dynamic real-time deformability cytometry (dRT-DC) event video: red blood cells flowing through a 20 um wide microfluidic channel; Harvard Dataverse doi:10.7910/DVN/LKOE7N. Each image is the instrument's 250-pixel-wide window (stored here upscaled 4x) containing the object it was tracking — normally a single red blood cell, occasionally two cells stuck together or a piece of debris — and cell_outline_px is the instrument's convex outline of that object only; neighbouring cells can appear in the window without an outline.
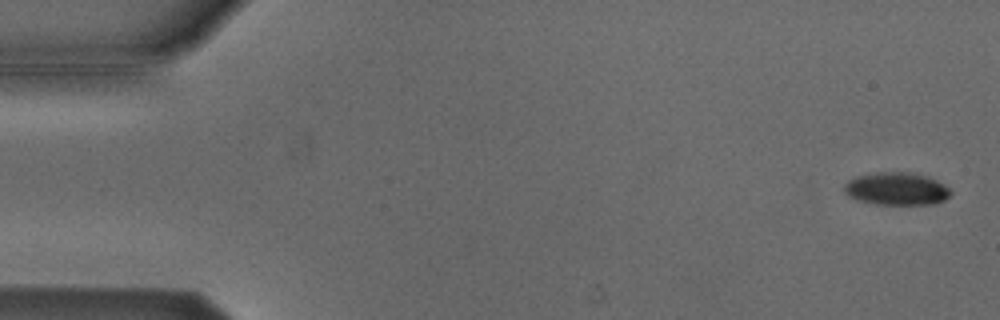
{"species": "Egyptian fruit bat (a non-hibernating species)", "species_latin": "Rousettus aegyptiacus", "temperature_condition": "cold", "stored_images_in_passage": 5, "camera_frame_rate_fps": 3000, "um_per_image_px": 0.085, "animal": {"sex": "male"}, "frame": {"image": 1, "passage_image": 1, "time_ms": 0.0, "image_size_px": [1000, 320], "cell_outline_px": [[952, 192], [944, 200], [936, 204], [876, 204], [856, 200], [848, 196], [844, 192], [844, 184], [848, 180], [856, 176], [876, 172], [912, 172], [928, 176], [944, 184]], "centroid_in_image_um": [76.19, 16.04], "position_along_channel_um": 8.8, "area_um2": 20.46}}